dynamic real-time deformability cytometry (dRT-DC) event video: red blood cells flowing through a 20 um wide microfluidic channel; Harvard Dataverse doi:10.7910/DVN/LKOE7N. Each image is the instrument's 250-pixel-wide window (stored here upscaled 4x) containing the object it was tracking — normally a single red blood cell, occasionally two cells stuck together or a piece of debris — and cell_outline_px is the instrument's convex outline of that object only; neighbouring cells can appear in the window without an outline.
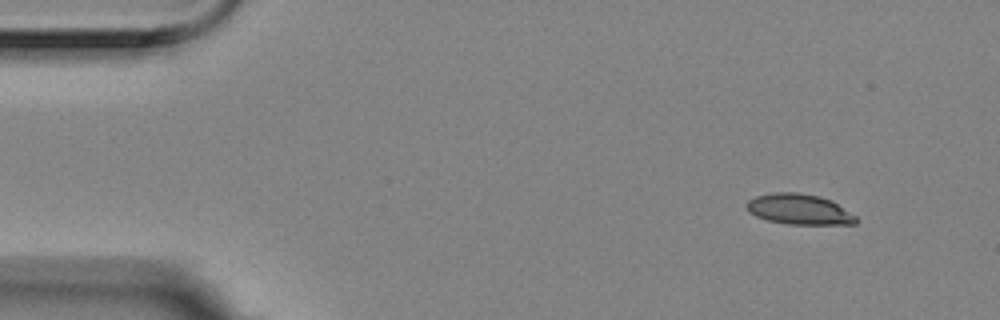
{"species": "Egyptian fruit bat (a non-hibernating species)", "species_latin": "Rousettus aegyptiacus", "temperature_condition": "room temperature", "stored_images_in_passage": 4, "camera_frame_rate_fps": 3000, "um_per_image_px": 0.085, "animal": {"sex": "female"}, "frame": {"image": 1, "passage_image": 1, "time_ms": 0.0, "image_size_px": [1000, 320], "cell_outline_px": [[856, 224], [788, 224], [768, 220], [756, 216], [748, 212], [744, 208], [744, 204], [748, 200], [756, 196], [776, 192], [800, 192], [820, 196], [832, 200], [856, 216]], "centroid_in_image_um": [67.89, 17.78], "position_along_channel_um": 17.1, "area_um2": 19.59}}